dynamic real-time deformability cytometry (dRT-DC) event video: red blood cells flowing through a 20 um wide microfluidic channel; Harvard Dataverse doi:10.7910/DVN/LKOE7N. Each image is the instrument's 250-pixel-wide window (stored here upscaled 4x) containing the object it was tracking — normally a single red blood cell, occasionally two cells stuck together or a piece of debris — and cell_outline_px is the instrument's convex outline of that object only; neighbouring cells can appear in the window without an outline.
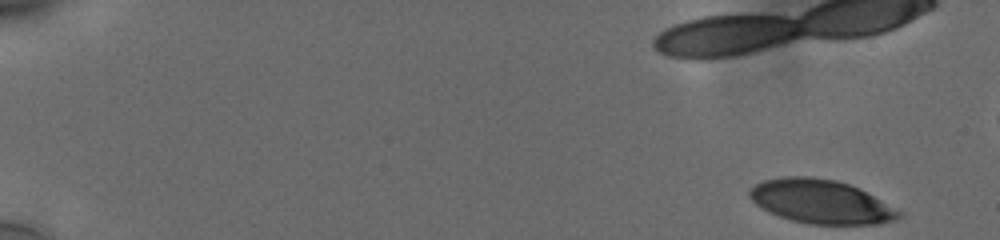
{"species": "human", "species_latin": "Homo sapiens", "temperature_condition": "cold", "stored_images_in_passage": 45, "camera_frame_rate_fps": 3000, "um_per_image_px": 0.085, "donor": {"sex": "male"}, "frame": {"image": 1, "passage_image": 1, "time_ms": 0.0, "image_size_px": [1000, 240], "cell_outline_px": [[904, 216], [896, 220], [876, 224], [808, 224], [792, 220], [780, 216], [756, 204], [748, 196], [748, 192], [756, 184], [764, 180], [784, 176], [812, 176], [836, 180], [860, 188], [904, 212]], "centroid_in_image_um": [69.84, 17.13], "position_along_channel_um": 15.2, "area_um2": 38.21}}